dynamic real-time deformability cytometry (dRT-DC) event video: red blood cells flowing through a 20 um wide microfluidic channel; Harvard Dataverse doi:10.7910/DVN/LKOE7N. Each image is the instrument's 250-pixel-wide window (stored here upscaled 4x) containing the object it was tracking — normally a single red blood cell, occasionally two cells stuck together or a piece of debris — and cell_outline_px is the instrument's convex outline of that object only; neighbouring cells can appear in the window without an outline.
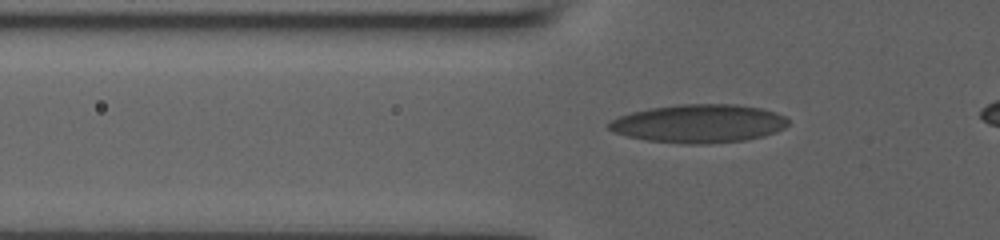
{"species": "human", "species_latin": "Homo sapiens", "temperature_condition": "room temperature", "stored_images_in_passage": 39, "camera_frame_rate_fps": 3000, "um_per_image_px": 0.085, "donor": {"sex": "male"}, "frame": {"image": 1, "passage_image": 10, "time_ms": 3.0, "image_size_px": [1000, 240], "cell_outline_px": [[788, 124], [784, 128], [776, 132], [764, 136], [744, 140], [708, 144], [684, 144], [648, 140], [628, 136], [616, 132], [608, 128], [604, 124], [620, 116], [632, 112], [652, 108], [676, 104], [736, 104], [760, 108], [776, 112], [784, 116], [788, 120]], "centroid_in_image_um": [59.42, 10.5], "position_along_channel_um": 66.4, "area_um2": 40.06}}
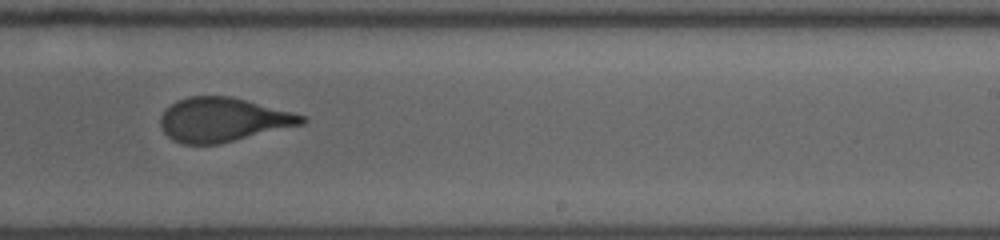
{"frame": {"image": 2, "passage_image": 25, "time_ms": 8.0, "image_size_px": [1000, 240], "cell_outline_px": [[308, 120], [304, 124], [220, 144], [180, 144], [172, 140], [164, 132], [160, 124], [160, 116], [164, 108], [176, 100], [188, 96], [232, 96], [292, 112], [304, 116]], "centroid_in_image_um": [18.92, 10.17], "position_along_channel_um": 270.1, "area_um2": 36.59}}
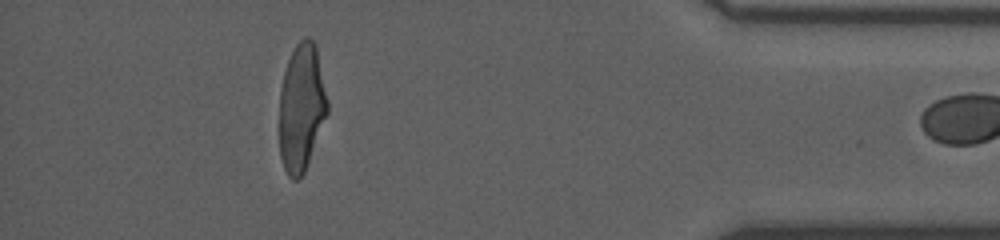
{"frame": {"image": 3, "passage_image": 38, "time_ms": 12.333, "image_size_px": [1000, 240], "cell_outline_px": [[328, 112], [304, 172], [296, 180], [292, 180], [288, 176], [284, 168], [280, 156], [280, 88], [284, 72], [288, 60], [296, 44], [304, 36], [308, 36], [316, 44], [328, 100]], "centroid_in_image_um": [25.63, 9.11], "position_along_channel_um": 409.6, "area_um2": 35.66}}